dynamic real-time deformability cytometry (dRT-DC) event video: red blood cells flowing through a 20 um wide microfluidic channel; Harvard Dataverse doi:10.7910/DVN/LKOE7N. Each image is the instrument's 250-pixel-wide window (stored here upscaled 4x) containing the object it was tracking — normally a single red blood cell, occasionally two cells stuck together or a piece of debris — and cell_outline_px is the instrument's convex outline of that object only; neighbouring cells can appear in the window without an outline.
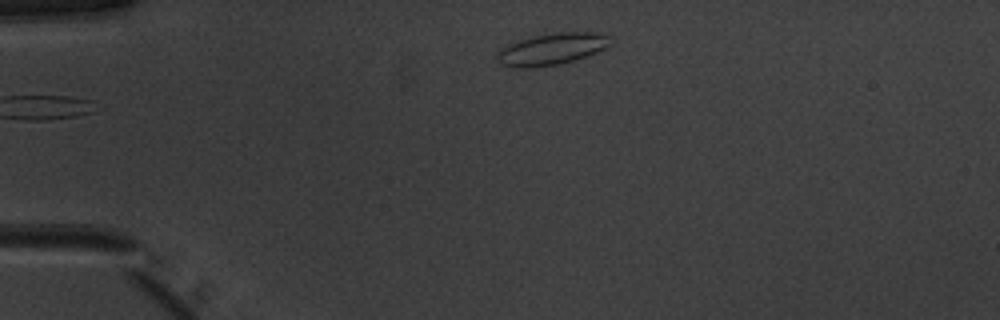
{"species": "common noctule bat (a hibernating species)", "species_latin": "Nyctalus noctula", "temperature_condition": "warm", "stored_images_in_passage": 35, "camera_frame_rate_fps": 3000, "um_per_image_px": 0.085, "animal": {"sex": "male", "body_mass_g": 20.1, "forearm_length_mm": 53.5}, "frame": {"image": 1, "passage_image": 1, "time_ms": 0.0, "image_size_px": [1000, 320], "cell_outline_px": [[608, 36], [604, 48], [596, 52], [560, 64], [532, 68], [512, 68], [496, 64], [496, 56], [500, 48], [504, 44], [516, 40], [532, 36], [556, 32], [588, 32]], "centroid_in_image_um": [46.69, 4.19], "position_along_channel_um": 38.3, "area_um2": 20.92}}
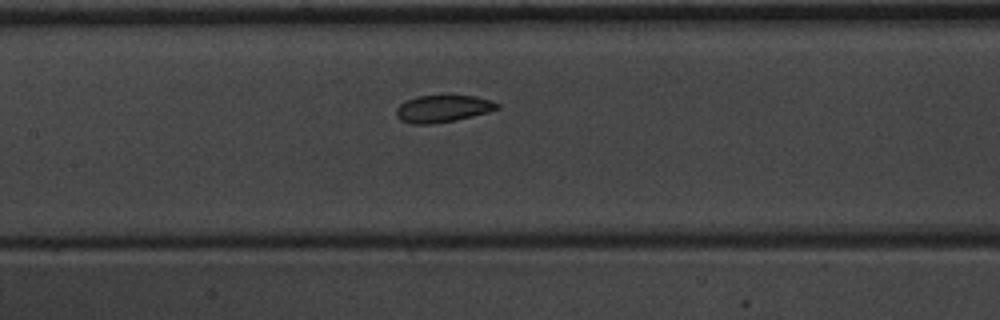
{"frame": {"image": 2, "passage_image": 14, "time_ms": 4.333, "image_size_px": [1000, 320], "cell_outline_px": [[500, 108], [488, 112], [456, 120], [432, 124], [412, 124], [400, 120], [396, 116], [396, 108], [400, 104], [416, 96], [476, 96], [492, 100], [500, 104]], "centroid_in_image_um": [37.65, 9.24], "position_along_channel_um": 169.7, "area_um2": 15.95}}
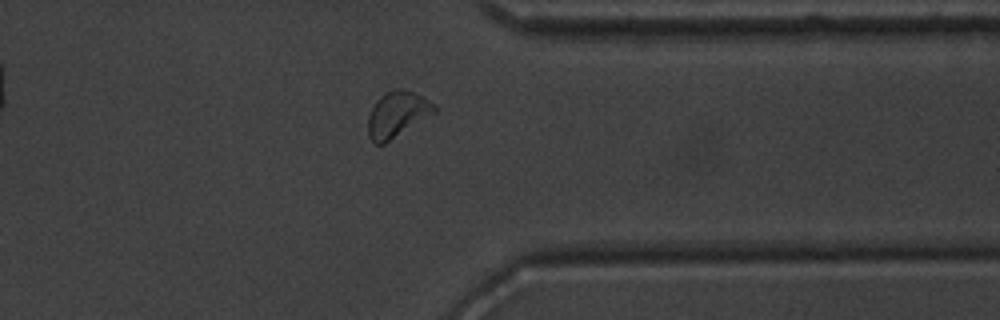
{"frame": {"image": 3, "passage_image": 30, "time_ms": 9.667, "image_size_px": [1000, 320], "cell_outline_px": [[440, 108], [436, 112], [384, 144], [376, 144], [368, 136], [368, 116], [376, 100], [384, 92], [396, 88], [400, 88], [424, 96], [436, 104]], "centroid_in_image_um": [33.79, 9.69], "position_along_channel_um": 377.6, "area_um2": 17.86}, "authors_computed_cell_mechanics": {"area_um2": 16.7042, "velocity_mm_per_s": 3.9635, "shape_relaxation_time_tau1_ms": null, "shape_relaxation_time_tau2_ms": 2.6253, "deformation_change_tau1": null, "deformation_change_tau2": 0.0859}}